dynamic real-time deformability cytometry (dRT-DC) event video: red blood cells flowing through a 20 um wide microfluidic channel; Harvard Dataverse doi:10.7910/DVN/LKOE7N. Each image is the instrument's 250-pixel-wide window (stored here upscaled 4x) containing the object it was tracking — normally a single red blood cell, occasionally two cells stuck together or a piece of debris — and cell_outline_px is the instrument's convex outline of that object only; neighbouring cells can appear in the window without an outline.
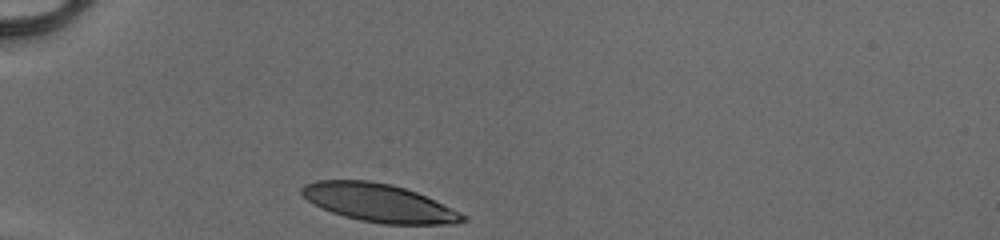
{"species": "human", "species_latin": "Homo sapiens", "temperature_condition": "cold", "stored_images_in_passage": 28, "camera_frame_rate_fps": 3000, "um_per_image_px": 0.085, "donor": {"sex": "male"}, "frame": {"image": 1, "passage_image": 1, "time_ms": 0.0, "image_size_px": [1000, 240], "cell_outline_px": [[468, 220], [452, 224], [384, 224], [360, 220], [344, 216], [332, 212], [308, 200], [300, 192], [300, 188], [304, 184], [316, 180], [368, 180], [392, 184], [416, 192], [460, 212], [468, 216]], "centroid_in_image_um": [32.22, 17.24], "position_along_channel_um": 52.8, "area_um2": 35.49}}
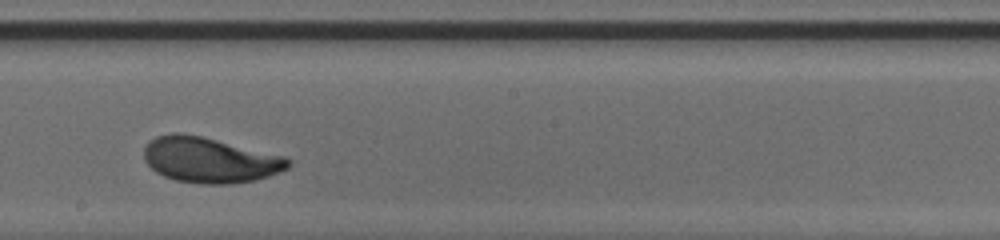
{"frame": {"image": 2, "passage_image": 16, "time_ms": 5.0, "image_size_px": [1000, 240], "cell_outline_px": [[292, 164], [288, 168], [268, 176], [256, 180], [232, 184], [200, 184], [176, 180], [164, 176], [156, 172], [144, 160], [144, 148], [148, 140], [156, 136], [172, 132], [180, 132], [200, 136], [284, 156]], "centroid_in_image_um": [17.79, 13.6], "position_along_channel_um": 230.4, "area_um2": 38.15}}
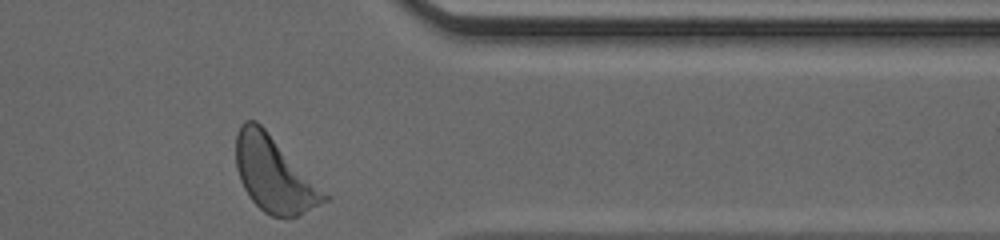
{"frame": {"image": 3, "passage_image": 28, "time_ms": 9.0, "image_size_px": [1000, 240], "cell_outline_px": [[332, 196], [328, 200], [296, 216], [272, 216], [264, 212], [252, 200], [244, 188], [240, 180], [236, 168], [236, 132], [240, 124], [244, 120], [256, 120]], "centroid_in_image_um": [23.31, 14.8], "position_along_channel_um": 388.1, "area_um2": 38.67}, "authors_computed_cell_mechanics": {"area_um2": 37.2521, "velocity_mm_per_s": 4.0977, "shape_relaxation_time_tau1_ms": 2.2251, "shape_relaxation_time_tau2_ms": null, "deformation_change_tau1": 0.1416, "deformation_change_tau2": null}}